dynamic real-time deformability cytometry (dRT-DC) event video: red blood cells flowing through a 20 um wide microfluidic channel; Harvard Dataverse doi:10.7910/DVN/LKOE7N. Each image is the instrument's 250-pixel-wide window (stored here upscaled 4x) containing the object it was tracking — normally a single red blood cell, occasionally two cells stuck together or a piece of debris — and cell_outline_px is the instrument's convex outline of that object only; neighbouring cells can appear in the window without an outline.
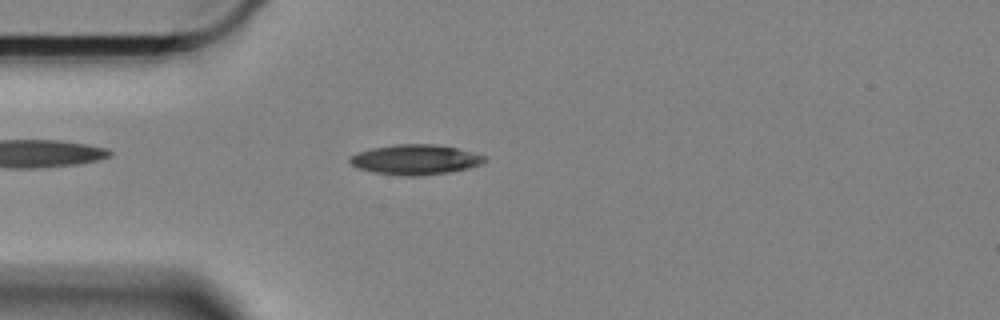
{"species": "Egyptian fruit bat (a non-hibernating species)", "species_latin": "Rousettus aegyptiacus", "temperature_condition": "cold", "stored_images_in_passage": 52, "camera_frame_rate_fps": 3000, "um_per_image_px": 0.085, "animal": {"sex": "female"}, "frame": {"image": 1, "passage_image": 8, "time_ms": 2.333, "image_size_px": [1000, 320], "cell_outline_px": [[488, 160], [480, 164], [468, 168], [448, 172], [416, 176], [400, 176], [372, 172], [356, 168], [348, 160], [356, 152], [372, 148], [396, 144], [436, 144], [456, 148], [488, 156]], "centroid_in_image_um": [35.3, 13.57], "position_along_channel_um": 49.7, "area_um2": 23.7}}
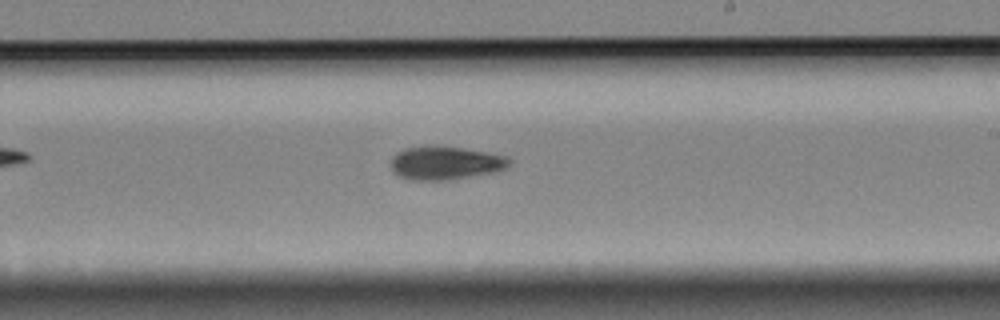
{"frame": {"image": 2, "passage_image": 27, "time_ms": 8.667, "image_size_px": [1000, 320], "cell_outline_px": [[512, 160], [508, 168], [492, 172], [448, 180], [408, 180], [392, 172], [392, 156], [396, 152], [404, 148], [460, 148], [508, 156]], "centroid_in_image_um": [37.87, 13.89], "position_along_channel_um": 251.1, "area_um2": 22.43}}
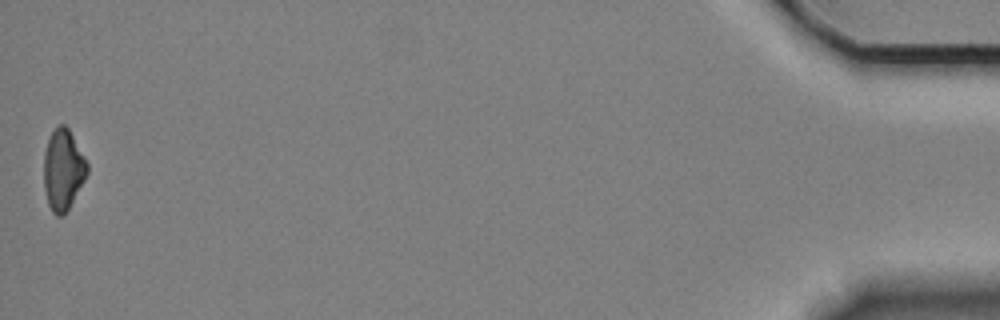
{"frame": {"image": 3, "passage_image": 52, "time_ms": 17.0, "image_size_px": [1000, 320], "cell_outline_px": [[88, 172], [84, 180], [68, 208], [60, 216], [56, 216], [52, 212], [48, 204], [44, 188], [44, 152], [48, 140], [52, 132], [60, 124], [64, 124], [68, 128], [88, 164]], "centroid_in_image_um": [5.35, 14.42], "position_along_channel_um": 429.9, "area_um2": 20.0}, "authors_computed_cell_mechanics": {"area_um2": 22.542, "velocity_mm_per_s": 3.3101, "shape_relaxation_time_tau1_ms": 4.5562, "shape_relaxation_time_tau2_ms": null, "deformation_change_tau1": 0.1227, "deformation_change_tau2": null}}